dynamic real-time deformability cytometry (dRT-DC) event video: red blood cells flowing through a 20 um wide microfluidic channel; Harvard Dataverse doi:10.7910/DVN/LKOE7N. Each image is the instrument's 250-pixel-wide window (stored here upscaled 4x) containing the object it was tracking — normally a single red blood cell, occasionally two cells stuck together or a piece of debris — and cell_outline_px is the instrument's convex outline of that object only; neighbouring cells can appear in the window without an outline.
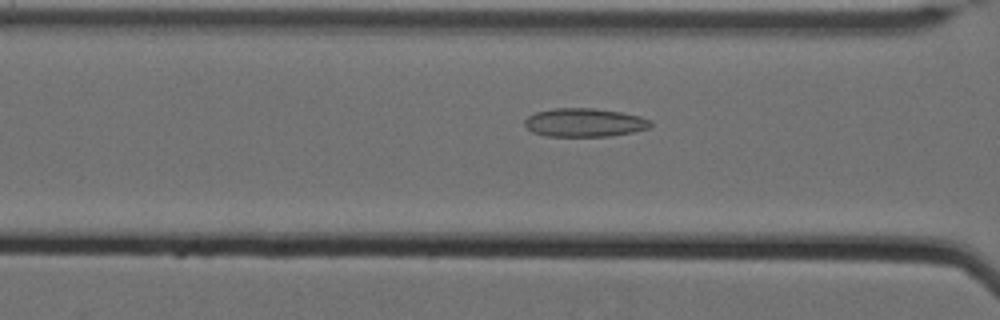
{"species": "Egyptian fruit bat (a non-hibernating species)", "species_latin": "Rousettus aegyptiacus", "temperature_condition": "cold", "stored_images_in_passage": 62, "camera_frame_rate_fps": 3000, "um_per_image_px": 0.085, "animal": {"sex": "female"}, "frame": {"image": 1, "passage_image": 29, "time_ms": 9.333, "image_size_px": [1000, 320], "cell_outline_px": [[652, 124], [648, 128], [632, 132], [612, 136], [544, 136], [532, 132], [524, 124], [524, 120], [528, 116], [536, 112], [552, 108], [596, 108], [620, 112], [640, 116], [652, 120]], "centroid_in_image_um": [49.67, 10.41], "position_along_channel_um": 116.9, "area_um2": 21.04}}
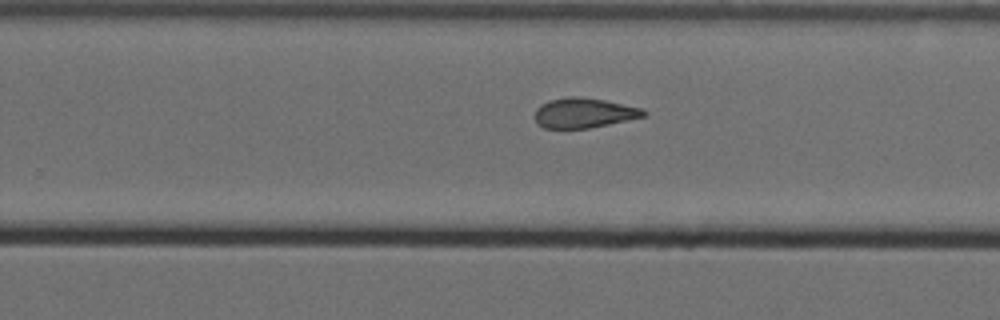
{"frame": {"image": 2, "passage_image": 43, "time_ms": 14.0, "image_size_px": [1000, 320], "cell_outline_px": [[648, 112], [644, 116], [608, 124], [588, 128], [544, 128], [536, 124], [536, 108], [540, 104], [548, 100], [572, 96], [576, 96], [604, 100], [644, 108]], "centroid_in_image_um": [49.62, 9.59], "position_along_channel_um": 280.2, "area_um2": 18.9}}
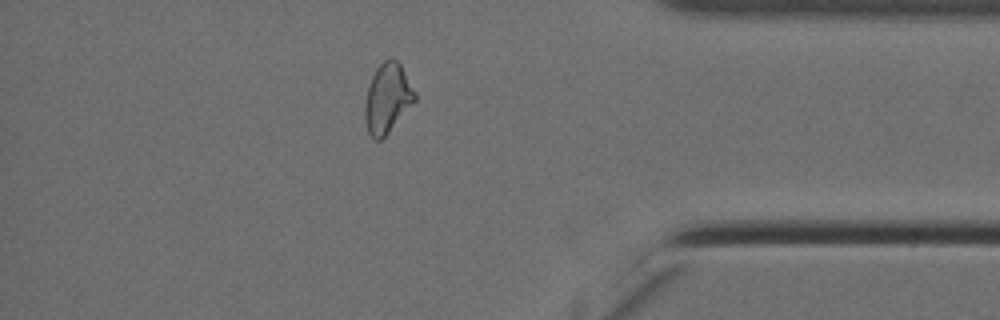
{"frame": {"image": 3, "passage_image": 55, "time_ms": 18.0, "image_size_px": [1000, 320], "cell_outline_px": [[416, 100], [388, 132], [380, 140], [376, 140], [368, 132], [364, 116], [364, 104], [368, 84], [376, 68], [384, 60], [396, 60], [400, 64], [416, 92]], "centroid_in_image_um": [32.92, 8.35], "position_along_channel_um": 402.3, "area_um2": 20.0}, "authors_computed_cell_mechanics": {"area_um2": 20.9236, "velocity_mm_per_s": 3.4907, "shape_relaxation_time_tau1_ms": null, "shape_relaxation_time_tau2_ms": 2.8455, "deformation_change_tau1": null, "deformation_change_tau2": 0.1141}}